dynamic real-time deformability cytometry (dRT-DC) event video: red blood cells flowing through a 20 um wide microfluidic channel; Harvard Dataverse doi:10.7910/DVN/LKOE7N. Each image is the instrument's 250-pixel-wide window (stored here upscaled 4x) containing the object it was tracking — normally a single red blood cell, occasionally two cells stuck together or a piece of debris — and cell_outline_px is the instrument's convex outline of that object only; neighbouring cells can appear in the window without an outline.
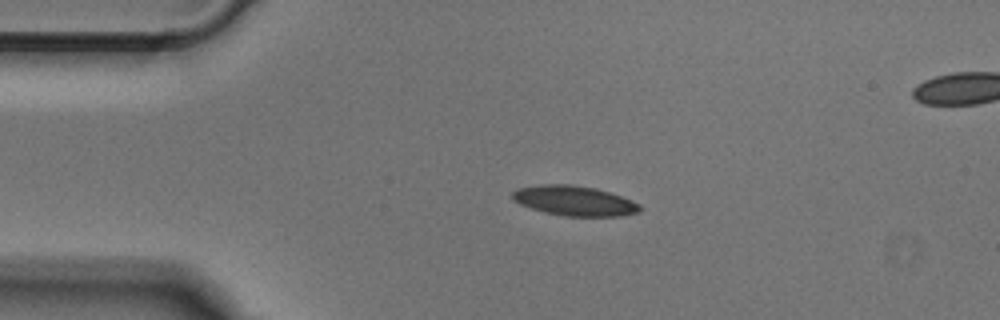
{"species": "Egyptian fruit bat (a non-hibernating species)", "species_latin": "Rousettus aegyptiacus", "temperature_condition": "cold", "stored_images_in_passage": 42, "segment_of_instrument_passage": [1, 2], "camera_frame_rate_fps": 3000, "um_per_image_px": 0.085, "animal": {"sex": "male"}, "frame": {"image": 1, "passage_image": 1, "time_ms": 0.0, "image_size_px": [1000, 320], "cell_outline_px": [[644, 208], [640, 212], [624, 216], [564, 216], [544, 212], [520, 204], [512, 200], [512, 192], [516, 188], [540, 184], [572, 184], [596, 188], [632, 200], [640, 204]], "centroid_in_image_um": [48.84, 17.06], "position_along_channel_um": 36.2, "area_um2": 22.48}}
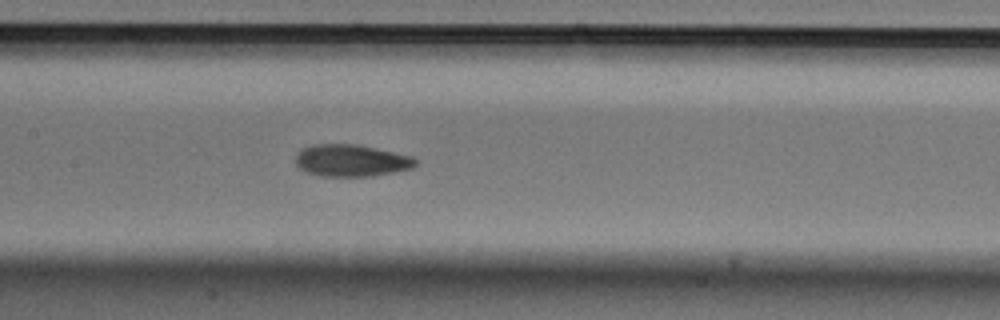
{"frame": {"image": 2, "passage_image": 14, "time_ms": 4.333, "image_size_px": [1000, 320], "cell_outline_px": [[416, 164], [412, 168], [372, 176], [320, 176], [304, 172], [296, 164], [296, 152], [300, 148], [312, 144], [356, 144], [376, 148], [412, 156], [416, 160]], "centroid_in_image_um": [29.8, 13.64], "position_along_channel_um": 177.6, "area_um2": 22.48}}
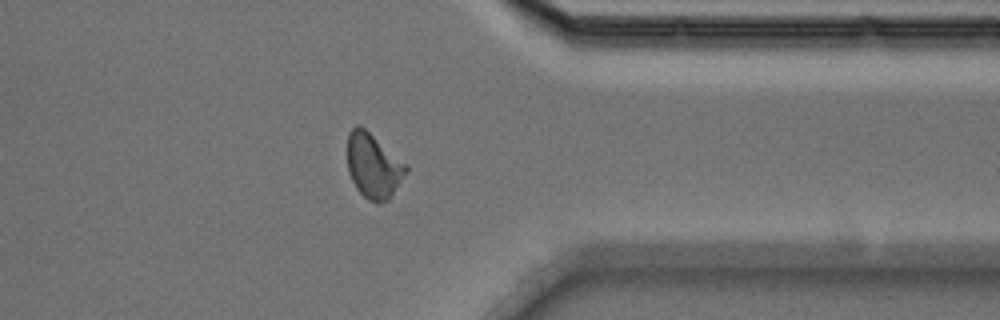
{"frame": {"image": 3, "passage_image": 30, "time_ms": 9.667, "image_size_px": [1000, 320], "cell_outline_px": [[408, 172], [388, 200], [368, 200], [356, 188], [348, 172], [348, 132], [356, 124], [364, 128], [408, 164]], "centroid_in_image_um": [31.75, 14.07], "position_along_channel_um": 379.6, "area_um2": 21.91}}